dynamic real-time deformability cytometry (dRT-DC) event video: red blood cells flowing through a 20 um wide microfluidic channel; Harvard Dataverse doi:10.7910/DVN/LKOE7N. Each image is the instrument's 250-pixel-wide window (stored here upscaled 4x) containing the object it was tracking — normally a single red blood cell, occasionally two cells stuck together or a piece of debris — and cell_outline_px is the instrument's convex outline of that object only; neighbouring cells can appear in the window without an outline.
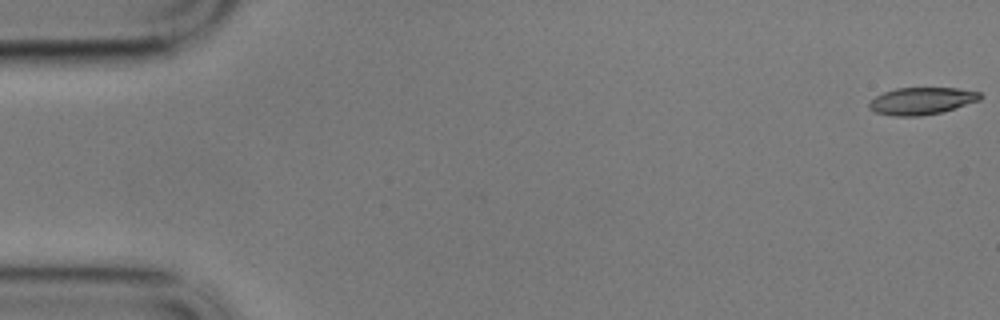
{"species": "common noctule bat (a hibernating species)", "species_latin": "Nyctalus noctula", "temperature_condition": "cold", "stored_images_in_passage": 58, "camera_frame_rate_fps": 3000, "um_per_image_px": 0.085, "animal": {"sex": "male", "body_mass_g": 17.9}, "frame": {"image": 1, "passage_image": 1, "time_ms": 0.0, "image_size_px": [1000, 320], "cell_outline_px": [[984, 96], [980, 100], [940, 112], [920, 116], [892, 116], [876, 112], [868, 108], [868, 104], [876, 96], [884, 92], [896, 88], [956, 88], [980, 92]], "centroid_in_image_um": [78.33, 8.57], "position_along_channel_um": 6.7, "area_um2": 17.46}}
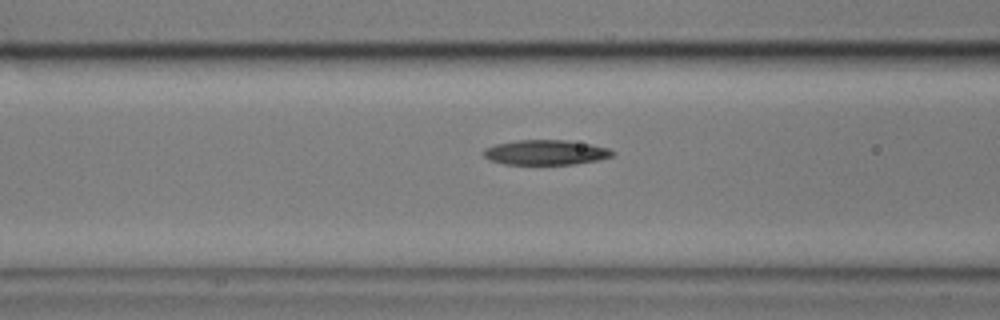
{"frame": {"image": 2, "passage_image": 23, "time_ms": 7.333, "image_size_px": [1000, 320], "cell_outline_px": [[616, 152], [612, 156], [600, 160], [576, 164], [504, 164], [488, 160], [484, 156], [484, 148], [496, 144], [516, 140], [568, 140], [608, 148]], "centroid_in_image_um": [46.38, 12.96], "position_along_channel_um": 120.2, "area_um2": 18.79}}
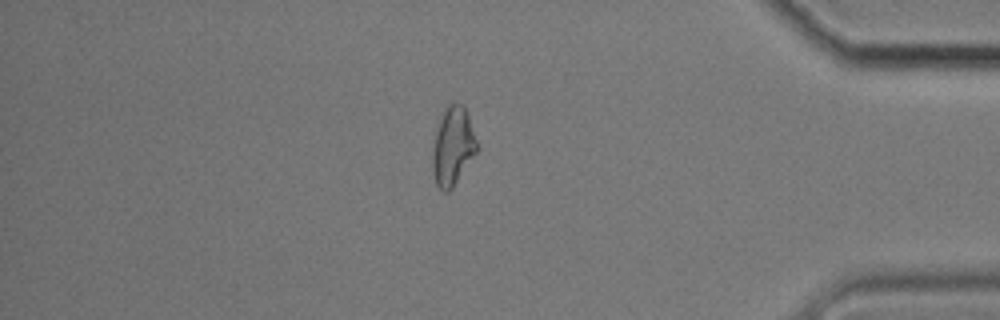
{"frame": {"image": 3, "passage_image": 50, "time_ms": 16.333, "image_size_px": [1000, 320], "cell_outline_px": [[476, 152], [452, 188], [448, 192], [444, 192], [436, 184], [432, 172], [432, 148], [440, 112], [452, 100], [460, 104], [464, 108], [468, 116], [476, 140]], "centroid_in_image_um": [38.43, 12.4], "position_along_channel_um": 396.8, "area_um2": 20.23}, "authors_computed_cell_mechanics": {"area_um2": 19.0162, "velocity_mm_per_s": 3.4427, "shape_relaxation_time_tau1_ms": 5.4419, "shape_relaxation_time_tau2_ms": 6.5891, "deformation_change_tau1": 0.1592, "deformation_change_tau2": 0.147}}